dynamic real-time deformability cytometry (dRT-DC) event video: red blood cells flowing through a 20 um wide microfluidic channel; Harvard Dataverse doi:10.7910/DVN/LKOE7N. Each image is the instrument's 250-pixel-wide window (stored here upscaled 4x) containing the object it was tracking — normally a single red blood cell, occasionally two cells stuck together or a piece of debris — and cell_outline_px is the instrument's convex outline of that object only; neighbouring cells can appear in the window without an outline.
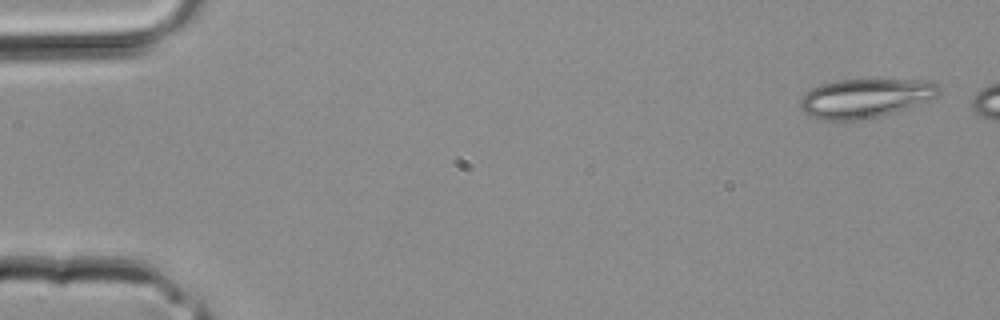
{"species": "common noctule bat (a hibernating species)", "species_latin": "Nyctalus noctula", "temperature_condition": "room temperature", "stored_images_in_passage": 4, "camera_frame_rate_fps": 3000, "um_per_image_px": 0.085, "animal": {"sex": "male", "body_mass_g": 20.4}, "frame": {"image": 1, "passage_image": 1, "time_ms": 0.0, "image_size_px": [1000, 320], "cell_outline_px": [[940, 92], [932, 100], [892, 112], [876, 116], [856, 120], [820, 120], [804, 112], [800, 108], [800, 100], [812, 88], [820, 84], [836, 80], [928, 80], [940, 84]], "centroid_in_image_um": [73.57, 8.33], "position_along_channel_um": 11.4, "area_um2": 31.33}}